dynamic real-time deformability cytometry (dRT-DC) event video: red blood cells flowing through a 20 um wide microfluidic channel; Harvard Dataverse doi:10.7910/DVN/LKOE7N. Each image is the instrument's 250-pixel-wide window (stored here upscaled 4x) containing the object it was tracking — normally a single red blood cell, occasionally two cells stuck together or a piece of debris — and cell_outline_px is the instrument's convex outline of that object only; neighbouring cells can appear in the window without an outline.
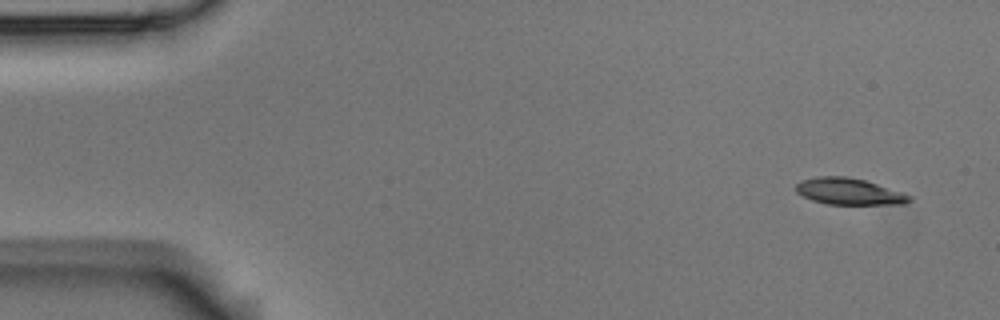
{"species": "Egyptian fruit bat (a non-hibernating species)", "species_latin": "Rousettus aegyptiacus", "temperature_condition": "room temperature", "stored_images_in_passage": 4, "camera_frame_rate_fps": 3000, "um_per_image_px": 0.085, "animal": {"sex": "male"}, "frame": {"image": 1, "passage_image": 1, "time_ms": 0.0, "image_size_px": [1000, 320], "cell_outline_px": [[912, 200], [904, 204], [828, 204], [812, 200], [796, 192], [796, 184], [800, 180], [816, 176], [848, 176], [864, 180], [904, 192], [912, 196]], "centroid_in_image_um": [72.18, 16.27], "position_along_channel_um": 12.8, "area_um2": 17.63}}
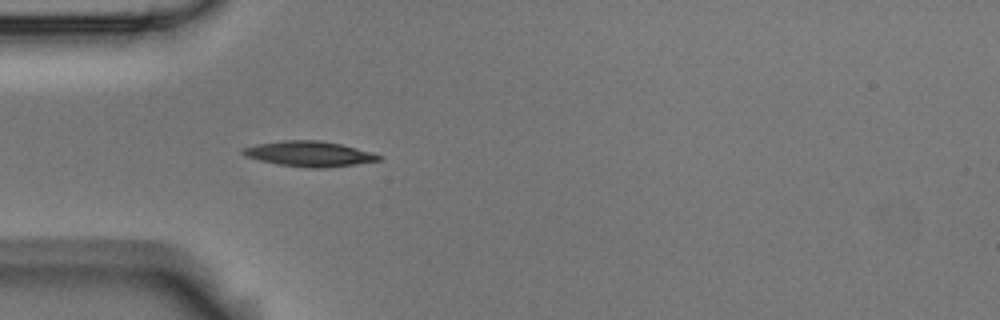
{"frame": {"image": 2, "passage_image": 4, "time_ms": 1.0, "image_size_px": [1000, 320], "cell_outline_px": [[384, 156], [380, 160], [356, 164], [324, 168], [308, 168], [280, 164], [260, 160], [244, 156], [240, 152], [240, 148], [256, 144], [284, 140], [320, 140], [340, 144], [372, 152]], "centroid_in_image_um": [26.27, 13.07], "position_along_channel_um": 58.7, "area_um2": 20.06}}